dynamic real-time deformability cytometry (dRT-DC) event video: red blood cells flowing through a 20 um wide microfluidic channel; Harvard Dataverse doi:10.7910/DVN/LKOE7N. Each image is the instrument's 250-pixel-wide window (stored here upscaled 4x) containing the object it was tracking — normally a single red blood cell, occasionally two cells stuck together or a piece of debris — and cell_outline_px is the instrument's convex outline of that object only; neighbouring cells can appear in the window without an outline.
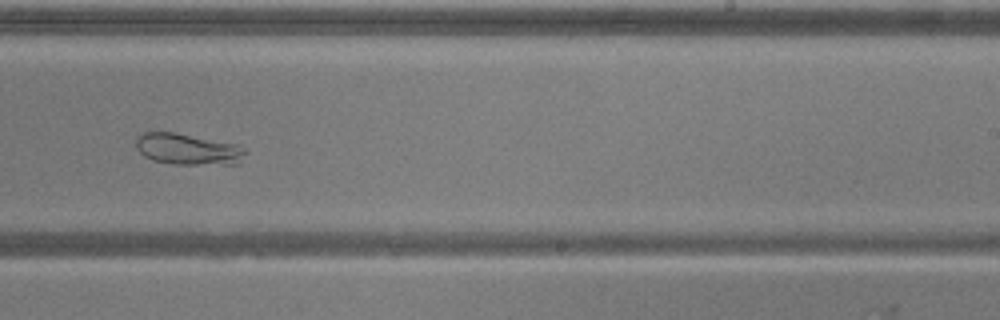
{"species": "common noctule bat (a hibernating species)", "species_latin": "Nyctalus noctula", "temperature_condition": "warm", "stored_images_in_passage": 25, "camera_frame_rate_fps": 3000, "um_per_image_px": 0.085, "animal": {"sex": "male", "body_mass_g": 20.5, "forearm_length_mm": 52.5}, "frame": {"image": 1, "passage_image": 17, "time_ms": 5.333, "image_size_px": [1000, 320], "cell_outline_px": [[248, 152], [236, 164], [172, 164], [152, 160], [144, 156], [136, 148], [136, 140], [140, 132], [172, 132], [240, 144]], "centroid_in_image_um": [15.97, 12.68], "position_along_channel_um": 273.0, "area_um2": 20.06}}